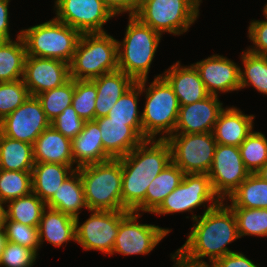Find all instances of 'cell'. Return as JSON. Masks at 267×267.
<instances>
[{"label": "cell", "instance_id": "obj_1", "mask_svg": "<svg viewBox=\"0 0 267 267\" xmlns=\"http://www.w3.org/2000/svg\"><path fill=\"white\" fill-rule=\"evenodd\" d=\"M191 219L196 223L178 249L187 259L202 263L208 257L212 265L217 259L235 252L227 245L240 238L237 221L232 209L223 201L218 205L210 204L202 216L192 215Z\"/></svg>", "mask_w": 267, "mask_h": 267}, {"label": "cell", "instance_id": "obj_2", "mask_svg": "<svg viewBox=\"0 0 267 267\" xmlns=\"http://www.w3.org/2000/svg\"><path fill=\"white\" fill-rule=\"evenodd\" d=\"M119 159L122 166V205L133 211L145 199L151 181L172 162L171 147L166 140L147 139Z\"/></svg>", "mask_w": 267, "mask_h": 267}, {"label": "cell", "instance_id": "obj_3", "mask_svg": "<svg viewBox=\"0 0 267 267\" xmlns=\"http://www.w3.org/2000/svg\"><path fill=\"white\" fill-rule=\"evenodd\" d=\"M147 79L141 80V92H145L146 101L142 114L143 137L147 140H166L174 134L178 120L180 104L172 86L162 76H155L146 87ZM163 135V136H162Z\"/></svg>", "mask_w": 267, "mask_h": 267}, {"label": "cell", "instance_id": "obj_4", "mask_svg": "<svg viewBox=\"0 0 267 267\" xmlns=\"http://www.w3.org/2000/svg\"><path fill=\"white\" fill-rule=\"evenodd\" d=\"M126 28L124 40H117L118 69L138 82L148 78L162 35L135 16H129Z\"/></svg>", "mask_w": 267, "mask_h": 267}, {"label": "cell", "instance_id": "obj_5", "mask_svg": "<svg viewBox=\"0 0 267 267\" xmlns=\"http://www.w3.org/2000/svg\"><path fill=\"white\" fill-rule=\"evenodd\" d=\"M88 210L121 211L122 166L120 159L78 168Z\"/></svg>", "mask_w": 267, "mask_h": 267}, {"label": "cell", "instance_id": "obj_6", "mask_svg": "<svg viewBox=\"0 0 267 267\" xmlns=\"http://www.w3.org/2000/svg\"><path fill=\"white\" fill-rule=\"evenodd\" d=\"M117 40L106 32L81 34L71 63L70 78L93 80L118 69Z\"/></svg>", "mask_w": 267, "mask_h": 267}, {"label": "cell", "instance_id": "obj_7", "mask_svg": "<svg viewBox=\"0 0 267 267\" xmlns=\"http://www.w3.org/2000/svg\"><path fill=\"white\" fill-rule=\"evenodd\" d=\"M27 56L53 58L71 63L81 34L71 26L53 18L20 31Z\"/></svg>", "mask_w": 267, "mask_h": 267}, {"label": "cell", "instance_id": "obj_8", "mask_svg": "<svg viewBox=\"0 0 267 267\" xmlns=\"http://www.w3.org/2000/svg\"><path fill=\"white\" fill-rule=\"evenodd\" d=\"M202 0H141L135 17L143 24L163 35H180L199 16Z\"/></svg>", "mask_w": 267, "mask_h": 267}, {"label": "cell", "instance_id": "obj_9", "mask_svg": "<svg viewBox=\"0 0 267 267\" xmlns=\"http://www.w3.org/2000/svg\"><path fill=\"white\" fill-rule=\"evenodd\" d=\"M166 141L171 159L185 174H208L214 160L217 142L212 132L172 134Z\"/></svg>", "mask_w": 267, "mask_h": 267}, {"label": "cell", "instance_id": "obj_10", "mask_svg": "<svg viewBox=\"0 0 267 267\" xmlns=\"http://www.w3.org/2000/svg\"><path fill=\"white\" fill-rule=\"evenodd\" d=\"M208 202L218 205L221 200L214 193L208 174H185L182 182L162 201L153 212L167 215L180 212H193Z\"/></svg>", "mask_w": 267, "mask_h": 267}, {"label": "cell", "instance_id": "obj_11", "mask_svg": "<svg viewBox=\"0 0 267 267\" xmlns=\"http://www.w3.org/2000/svg\"><path fill=\"white\" fill-rule=\"evenodd\" d=\"M90 212V217L82 225H79V217L75 218V242L84 250H98L105 255H111L121 218L128 210H91Z\"/></svg>", "mask_w": 267, "mask_h": 267}, {"label": "cell", "instance_id": "obj_12", "mask_svg": "<svg viewBox=\"0 0 267 267\" xmlns=\"http://www.w3.org/2000/svg\"><path fill=\"white\" fill-rule=\"evenodd\" d=\"M140 216H142L140 213L128 211L121 218L111 255L114 253H120L125 256L146 255L170 233L171 230L156 225L137 223V219Z\"/></svg>", "mask_w": 267, "mask_h": 267}, {"label": "cell", "instance_id": "obj_13", "mask_svg": "<svg viewBox=\"0 0 267 267\" xmlns=\"http://www.w3.org/2000/svg\"><path fill=\"white\" fill-rule=\"evenodd\" d=\"M250 174L238 146L217 144L208 176L221 201H225Z\"/></svg>", "mask_w": 267, "mask_h": 267}, {"label": "cell", "instance_id": "obj_14", "mask_svg": "<svg viewBox=\"0 0 267 267\" xmlns=\"http://www.w3.org/2000/svg\"><path fill=\"white\" fill-rule=\"evenodd\" d=\"M55 18L80 34L106 32L104 24L114 15L102 0H56Z\"/></svg>", "mask_w": 267, "mask_h": 267}, {"label": "cell", "instance_id": "obj_15", "mask_svg": "<svg viewBox=\"0 0 267 267\" xmlns=\"http://www.w3.org/2000/svg\"><path fill=\"white\" fill-rule=\"evenodd\" d=\"M50 125L37 97L29 96L22 105L0 121V132L9 138L33 145Z\"/></svg>", "mask_w": 267, "mask_h": 267}, {"label": "cell", "instance_id": "obj_16", "mask_svg": "<svg viewBox=\"0 0 267 267\" xmlns=\"http://www.w3.org/2000/svg\"><path fill=\"white\" fill-rule=\"evenodd\" d=\"M69 79L68 63L53 58L26 57L23 81L30 96L60 87Z\"/></svg>", "mask_w": 267, "mask_h": 267}, {"label": "cell", "instance_id": "obj_17", "mask_svg": "<svg viewBox=\"0 0 267 267\" xmlns=\"http://www.w3.org/2000/svg\"><path fill=\"white\" fill-rule=\"evenodd\" d=\"M101 131L104 151L112 158L119 159L127 155L144 140L142 122L111 121L108 116L96 118Z\"/></svg>", "mask_w": 267, "mask_h": 267}, {"label": "cell", "instance_id": "obj_18", "mask_svg": "<svg viewBox=\"0 0 267 267\" xmlns=\"http://www.w3.org/2000/svg\"><path fill=\"white\" fill-rule=\"evenodd\" d=\"M199 73L207 92L218 96L222 93L239 91L240 89V66L224 57L212 55L192 64Z\"/></svg>", "mask_w": 267, "mask_h": 267}, {"label": "cell", "instance_id": "obj_19", "mask_svg": "<svg viewBox=\"0 0 267 267\" xmlns=\"http://www.w3.org/2000/svg\"><path fill=\"white\" fill-rule=\"evenodd\" d=\"M216 95L179 108L174 134L213 132L220 112L224 109Z\"/></svg>", "mask_w": 267, "mask_h": 267}, {"label": "cell", "instance_id": "obj_20", "mask_svg": "<svg viewBox=\"0 0 267 267\" xmlns=\"http://www.w3.org/2000/svg\"><path fill=\"white\" fill-rule=\"evenodd\" d=\"M162 76L172 86L180 106L201 101L210 95L198 71L192 64L183 67L177 61L164 71Z\"/></svg>", "mask_w": 267, "mask_h": 267}, {"label": "cell", "instance_id": "obj_21", "mask_svg": "<svg viewBox=\"0 0 267 267\" xmlns=\"http://www.w3.org/2000/svg\"><path fill=\"white\" fill-rule=\"evenodd\" d=\"M254 119V115H245L234 106L223 109L212 132L217 144L239 147L252 132Z\"/></svg>", "mask_w": 267, "mask_h": 267}, {"label": "cell", "instance_id": "obj_22", "mask_svg": "<svg viewBox=\"0 0 267 267\" xmlns=\"http://www.w3.org/2000/svg\"><path fill=\"white\" fill-rule=\"evenodd\" d=\"M71 148L73 165L77 164V169L112 159L104 151L101 131L94 120L85 121L82 132L71 140Z\"/></svg>", "mask_w": 267, "mask_h": 267}, {"label": "cell", "instance_id": "obj_23", "mask_svg": "<svg viewBox=\"0 0 267 267\" xmlns=\"http://www.w3.org/2000/svg\"><path fill=\"white\" fill-rule=\"evenodd\" d=\"M34 160L38 163L73 165L71 139L52 125L46 128L33 144Z\"/></svg>", "mask_w": 267, "mask_h": 267}, {"label": "cell", "instance_id": "obj_24", "mask_svg": "<svg viewBox=\"0 0 267 267\" xmlns=\"http://www.w3.org/2000/svg\"><path fill=\"white\" fill-rule=\"evenodd\" d=\"M97 87L95 100V119L108 116L118 99L136 82L117 69L92 80Z\"/></svg>", "mask_w": 267, "mask_h": 267}, {"label": "cell", "instance_id": "obj_25", "mask_svg": "<svg viewBox=\"0 0 267 267\" xmlns=\"http://www.w3.org/2000/svg\"><path fill=\"white\" fill-rule=\"evenodd\" d=\"M75 225V218L47 207L38 225L40 246L44 240L55 247H61L70 240L75 241Z\"/></svg>", "mask_w": 267, "mask_h": 267}, {"label": "cell", "instance_id": "obj_26", "mask_svg": "<svg viewBox=\"0 0 267 267\" xmlns=\"http://www.w3.org/2000/svg\"><path fill=\"white\" fill-rule=\"evenodd\" d=\"M185 173L173 162L169 163L148 186L145 199L133 210L153 212L162 201L182 182Z\"/></svg>", "mask_w": 267, "mask_h": 267}, {"label": "cell", "instance_id": "obj_27", "mask_svg": "<svg viewBox=\"0 0 267 267\" xmlns=\"http://www.w3.org/2000/svg\"><path fill=\"white\" fill-rule=\"evenodd\" d=\"M74 165L35 162L32 168V192L47 203L60 185L77 168Z\"/></svg>", "mask_w": 267, "mask_h": 267}, {"label": "cell", "instance_id": "obj_28", "mask_svg": "<svg viewBox=\"0 0 267 267\" xmlns=\"http://www.w3.org/2000/svg\"><path fill=\"white\" fill-rule=\"evenodd\" d=\"M46 206L73 218L79 217V210L83 207L88 209L78 169L65 179Z\"/></svg>", "mask_w": 267, "mask_h": 267}, {"label": "cell", "instance_id": "obj_29", "mask_svg": "<svg viewBox=\"0 0 267 267\" xmlns=\"http://www.w3.org/2000/svg\"><path fill=\"white\" fill-rule=\"evenodd\" d=\"M26 57L20 32L14 41L0 40V83L23 79Z\"/></svg>", "mask_w": 267, "mask_h": 267}, {"label": "cell", "instance_id": "obj_30", "mask_svg": "<svg viewBox=\"0 0 267 267\" xmlns=\"http://www.w3.org/2000/svg\"><path fill=\"white\" fill-rule=\"evenodd\" d=\"M34 164L32 144L9 138L0 132V169L32 171Z\"/></svg>", "mask_w": 267, "mask_h": 267}, {"label": "cell", "instance_id": "obj_31", "mask_svg": "<svg viewBox=\"0 0 267 267\" xmlns=\"http://www.w3.org/2000/svg\"><path fill=\"white\" fill-rule=\"evenodd\" d=\"M228 199L231 202L229 207L267 209V182L251 173Z\"/></svg>", "mask_w": 267, "mask_h": 267}, {"label": "cell", "instance_id": "obj_32", "mask_svg": "<svg viewBox=\"0 0 267 267\" xmlns=\"http://www.w3.org/2000/svg\"><path fill=\"white\" fill-rule=\"evenodd\" d=\"M4 220H13L27 226L38 227L46 203L34 192L7 202Z\"/></svg>", "mask_w": 267, "mask_h": 267}, {"label": "cell", "instance_id": "obj_33", "mask_svg": "<svg viewBox=\"0 0 267 267\" xmlns=\"http://www.w3.org/2000/svg\"><path fill=\"white\" fill-rule=\"evenodd\" d=\"M240 89L252 85L257 91L267 95V56L244 50L241 55Z\"/></svg>", "mask_w": 267, "mask_h": 267}, {"label": "cell", "instance_id": "obj_34", "mask_svg": "<svg viewBox=\"0 0 267 267\" xmlns=\"http://www.w3.org/2000/svg\"><path fill=\"white\" fill-rule=\"evenodd\" d=\"M32 171L0 169V201L7 203L32 192Z\"/></svg>", "mask_w": 267, "mask_h": 267}, {"label": "cell", "instance_id": "obj_35", "mask_svg": "<svg viewBox=\"0 0 267 267\" xmlns=\"http://www.w3.org/2000/svg\"><path fill=\"white\" fill-rule=\"evenodd\" d=\"M74 95V79H69L62 86L44 91L36 95L41 103L47 119L52 122L65 108L72 104Z\"/></svg>", "mask_w": 267, "mask_h": 267}, {"label": "cell", "instance_id": "obj_36", "mask_svg": "<svg viewBox=\"0 0 267 267\" xmlns=\"http://www.w3.org/2000/svg\"><path fill=\"white\" fill-rule=\"evenodd\" d=\"M237 221L239 237L267 236V209L230 207Z\"/></svg>", "mask_w": 267, "mask_h": 267}, {"label": "cell", "instance_id": "obj_37", "mask_svg": "<svg viewBox=\"0 0 267 267\" xmlns=\"http://www.w3.org/2000/svg\"><path fill=\"white\" fill-rule=\"evenodd\" d=\"M240 155L250 173L257 172L267 162V138L253 131L239 146Z\"/></svg>", "mask_w": 267, "mask_h": 267}, {"label": "cell", "instance_id": "obj_38", "mask_svg": "<svg viewBox=\"0 0 267 267\" xmlns=\"http://www.w3.org/2000/svg\"><path fill=\"white\" fill-rule=\"evenodd\" d=\"M141 94V81H138L113 105L108 114L111 121L142 122V114L138 110V96Z\"/></svg>", "mask_w": 267, "mask_h": 267}, {"label": "cell", "instance_id": "obj_39", "mask_svg": "<svg viewBox=\"0 0 267 267\" xmlns=\"http://www.w3.org/2000/svg\"><path fill=\"white\" fill-rule=\"evenodd\" d=\"M97 87L92 80H74L72 107L84 121L95 119Z\"/></svg>", "mask_w": 267, "mask_h": 267}, {"label": "cell", "instance_id": "obj_40", "mask_svg": "<svg viewBox=\"0 0 267 267\" xmlns=\"http://www.w3.org/2000/svg\"><path fill=\"white\" fill-rule=\"evenodd\" d=\"M30 96L23 79L0 83V121Z\"/></svg>", "mask_w": 267, "mask_h": 267}, {"label": "cell", "instance_id": "obj_41", "mask_svg": "<svg viewBox=\"0 0 267 267\" xmlns=\"http://www.w3.org/2000/svg\"><path fill=\"white\" fill-rule=\"evenodd\" d=\"M7 241L32 249L36 254L40 247L38 227L27 226L13 220H4Z\"/></svg>", "mask_w": 267, "mask_h": 267}, {"label": "cell", "instance_id": "obj_42", "mask_svg": "<svg viewBox=\"0 0 267 267\" xmlns=\"http://www.w3.org/2000/svg\"><path fill=\"white\" fill-rule=\"evenodd\" d=\"M37 255L28 247L6 241L4 249L0 254V266L32 267Z\"/></svg>", "mask_w": 267, "mask_h": 267}, {"label": "cell", "instance_id": "obj_43", "mask_svg": "<svg viewBox=\"0 0 267 267\" xmlns=\"http://www.w3.org/2000/svg\"><path fill=\"white\" fill-rule=\"evenodd\" d=\"M85 121L80 118L72 105L64 109L52 122L51 125L65 137L75 138L83 130Z\"/></svg>", "mask_w": 267, "mask_h": 267}, {"label": "cell", "instance_id": "obj_44", "mask_svg": "<svg viewBox=\"0 0 267 267\" xmlns=\"http://www.w3.org/2000/svg\"><path fill=\"white\" fill-rule=\"evenodd\" d=\"M263 14L266 20H252L248 27V36L253 47L247 50L257 55L267 56V15L264 12Z\"/></svg>", "mask_w": 267, "mask_h": 267}, {"label": "cell", "instance_id": "obj_45", "mask_svg": "<svg viewBox=\"0 0 267 267\" xmlns=\"http://www.w3.org/2000/svg\"><path fill=\"white\" fill-rule=\"evenodd\" d=\"M212 267H259L240 252H233L217 259Z\"/></svg>", "mask_w": 267, "mask_h": 267}, {"label": "cell", "instance_id": "obj_46", "mask_svg": "<svg viewBox=\"0 0 267 267\" xmlns=\"http://www.w3.org/2000/svg\"><path fill=\"white\" fill-rule=\"evenodd\" d=\"M104 5L115 15L129 12V16H135L141 0H102Z\"/></svg>", "mask_w": 267, "mask_h": 267}, {"label": "cell", "instance_id": "obj_47", "mask_svg": "<svg viewBox=\"0 0 267 267\" xmlns=\"http://www.w3.org/2000/svg\"><path fill=\"white\" fill-rule=\"evenodd\" d=\"M10 0H0V40H11L9 32V6Z\"/></svg>", "mask_w": 267, "mask_h": 267}, {"label": "cell", "instance_id": "obj_48", "mask_svg": "<svg viewBox=\"0 0 267 267\" xmlns=\"http://www.w3.org/2000/svg\"><path fill=\"white\" fill-rule=\"evenodd\" d=\"M171 259L176 261L173 267H212V265L207 262L201 263L187 259L179 250L171 256Z\"/></svg>", "mask_w": 267, "mask_h": 267}, {"label": "cell", "instance_id": "obj_49", "mask_svg": "<svg viewBox=\"0 0 267 267\" xmlns=\"http://www.w3.org/2000/svg\"><path fill=\"white\" fill-rule=\"evenodd\" d=\"M255 174L267 182V162Z\"/></svg>", "mask_w": 267, "mask_h": 267}, {"label": "cell", "instance_id": "obj_50", "mask_svg": "<svg viewBox=\"0 0 267 267\" xmlns=\"http://www.w3.org/2000/svg\"><path fill=\"white\" fill-rule=\"evenodd\" d=\"M7 241L5 231L3 227H0V254L4 249L5 243Z\"/></svg>", "mask_w": 267, "mask_h": 267}, {"label": "cell", "instance_id": "obj_51", "mask_svg": "<svg viewBox=\"0 0 267 267\" xmlns=\"http://www.w3.org/2000/svg\"><path fill=\"white\" fill-rule=\"evenodd\" d=\"M3 202L0 201V227H3L4 219H5V207L3 206Z\"/></svg>", "mask_w": 267, "mask_h": 267}, {"label": "cell", "instance_id": "obj_52", "mask_svg": "<svg viewBox=\"0 0 267 267\" xmlns=\"http://www.w3.org/2000/svg\"><path fill=\"white\" fill-rule=\"evenodd\" d=\"M263 12L267 15V3H266L265 6L263 7Z\"/></svg>", "mask_w": 267, "mask_h": 267}]
</instances>
